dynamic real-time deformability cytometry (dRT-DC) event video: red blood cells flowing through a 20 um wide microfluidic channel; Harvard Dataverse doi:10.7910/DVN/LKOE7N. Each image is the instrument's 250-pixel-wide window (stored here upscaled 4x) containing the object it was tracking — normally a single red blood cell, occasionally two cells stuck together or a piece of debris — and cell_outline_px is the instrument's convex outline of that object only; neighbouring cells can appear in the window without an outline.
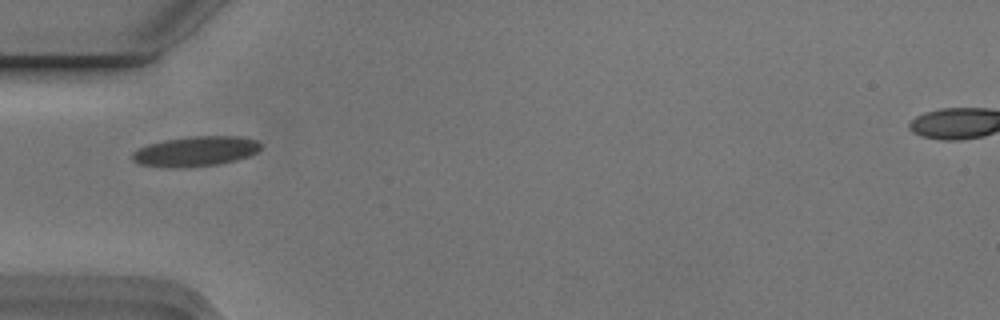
{"species": "Egyptian fruit bat (a non-hibernating species)", "species_latin": "Rousettus aegyptiacus", "temperature_condition": "cold", "stored_images_in_passage": 3, "camera_frame_rate_fps": 3000, "um_per_image_px": 0.085, "animal": {"sex": "male"}, "frame": {"image": 1, "passage_image": 1, "time_ms": 0.0, "image_size_px": [1000, 320], "cell_outline_px": [[260, 148], [256, 152], [248, 156], [236, 160], [216, 164], [180, 168], [172, 168], [140, 164], [132, 160], [132, 152], [148, 144], [164, 140], [192, 136], [244, 136], [256, 140], [260, 144]], "centroid_in_image_um": [16.62, 12.85], "position_along_channel_um": 68.4, "area_um2": 22.37}}
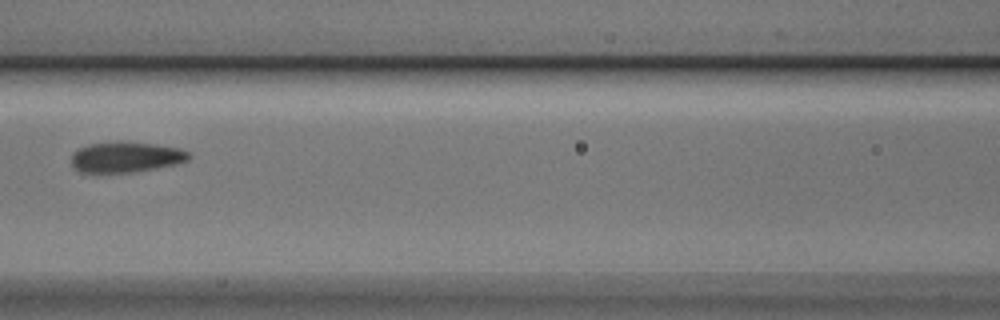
{"frame": {"image": 2, "passage_image": 3, "time_ms": 0.667, "image_size_px": [1000, 320], "cell_outline_px": [[188, 160], [156, 168], [136, 172], [80, 172], [72, 168], [72, 152], [80, 148], [92, 144], [120, 140], [152, 144], [180, 148], [188, 152]], "centroid_in_image_um": [10.65, 13.34], "position_along_channel_um": 155.9, "area_um2": 20.81}}